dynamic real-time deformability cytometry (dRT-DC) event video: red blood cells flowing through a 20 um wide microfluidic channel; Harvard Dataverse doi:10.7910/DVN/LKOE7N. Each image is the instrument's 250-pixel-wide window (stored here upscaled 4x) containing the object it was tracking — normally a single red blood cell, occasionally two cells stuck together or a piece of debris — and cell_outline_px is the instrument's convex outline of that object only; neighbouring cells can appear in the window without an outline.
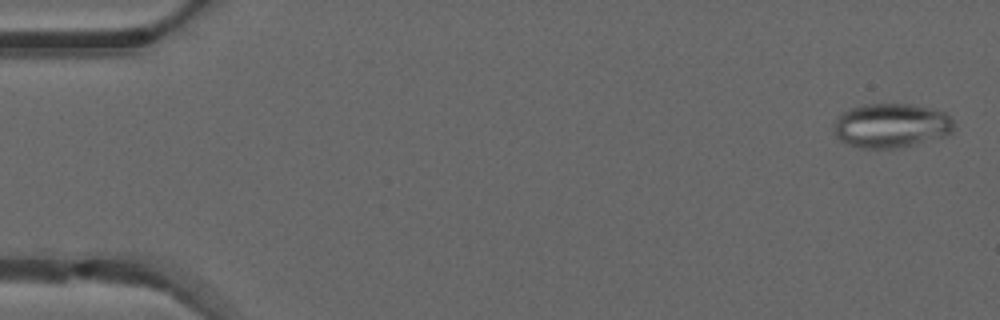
{"species": "common noctule bat (a hibernating species)", "species_latin": "Nyctalus noctula", "temperature_condition": "warm", "stored_images_in_passage": 4, "camera_frame_rate_fps": 3000, "um_per_image_px": 0.085, "animal": {"sex": "male", "forearm_length_mm": 52.5}, "frame": {"image": 1, "passage_image": 2, "time_ms": 0.333, "image_size_px": [1000, 320], "cell_outline_px": [[952, 132], [944, 136], [896, 148], [860, 148], [848, 144], [840, 140], [836, 136], [832, 124], [844, 112], [852, 108], [864, 104], [912, 104], [932, 108], [944, 112], [952, 120]], "centroid_in_image_um": [75.72, 10.66], "position_along_channel_um": 9.3, "area_um2": 30.69}}